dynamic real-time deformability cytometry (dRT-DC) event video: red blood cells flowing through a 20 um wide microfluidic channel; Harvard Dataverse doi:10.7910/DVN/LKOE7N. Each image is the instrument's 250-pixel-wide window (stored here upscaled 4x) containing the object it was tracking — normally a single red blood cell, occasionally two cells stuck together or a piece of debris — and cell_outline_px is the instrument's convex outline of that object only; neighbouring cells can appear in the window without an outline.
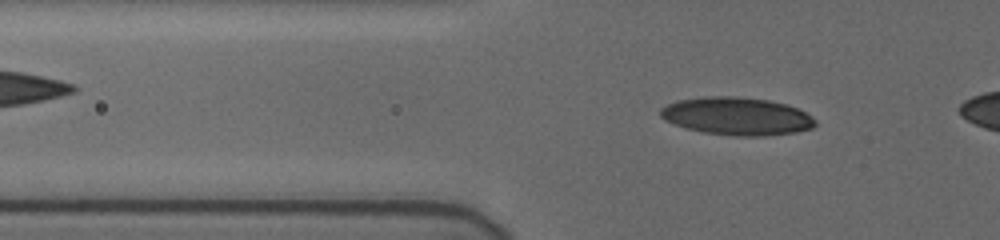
{"species": "human", "species_latin": "Homo sapiens", "temperature_condition": "cold", "stored_images_in_passage": 26, "camera_frame_rate_fps": 3000, "um_per_image_px": 0.085, "donor": {"sex": "female"}, "frame": {"image": 1, "passage_image": 22, "time_ms": 7.0, "image_size_px": [1000, 240], "cell_outline_px": [[816, 124], [812, 128], [796, 132], [764, 136], [732, 136], [704, 132], [684, 128], [664, 120], [660, 116], [660, 108], [676, 100], [704, 96], [736, 96], [768, 100], [784, 104], [796, 108], [812, 116], [816, 120]], "centroid_in_image_um": [62.59, 9.88], "position_along_channel_um": 63.2, "area_um2": 34.28}}